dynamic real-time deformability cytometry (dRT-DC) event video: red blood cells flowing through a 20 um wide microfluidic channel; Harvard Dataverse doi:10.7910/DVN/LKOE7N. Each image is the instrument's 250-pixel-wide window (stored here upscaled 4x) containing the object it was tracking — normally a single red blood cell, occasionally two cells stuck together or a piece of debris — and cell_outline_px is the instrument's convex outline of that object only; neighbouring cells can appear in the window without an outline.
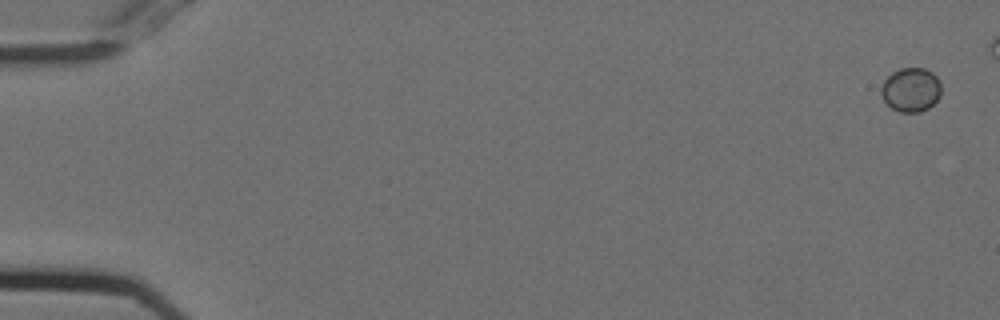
{"species": "Egyptian fruit bat (a non-hibernating species)", "species_latin": "Rousettus aegyptiacus", "temperature_condition": "cold", "stored_images_in_passage": 6, "camera_frame_rate_fps": 3000, "um_per_image_px": 0.085, "animal": {"sex": "female"}, "frame": {"image": 1, "passage_image": 1, "time_ms": 0.0, "image_size_px": [1000, 320], "cell_outline_px": [[940, 96], [928, 108], [920, 112], [900, 112], [892, 108], [884, 100], [880, 92], [880, 88], [884, 80], [892, 72], [900, 68], [924, 68], [932, 72], [940, 80]], "centroid_in_image_um": [77.42, 7.62], "position_along_channel_um": 7.6, "area_um2": 15.43}}